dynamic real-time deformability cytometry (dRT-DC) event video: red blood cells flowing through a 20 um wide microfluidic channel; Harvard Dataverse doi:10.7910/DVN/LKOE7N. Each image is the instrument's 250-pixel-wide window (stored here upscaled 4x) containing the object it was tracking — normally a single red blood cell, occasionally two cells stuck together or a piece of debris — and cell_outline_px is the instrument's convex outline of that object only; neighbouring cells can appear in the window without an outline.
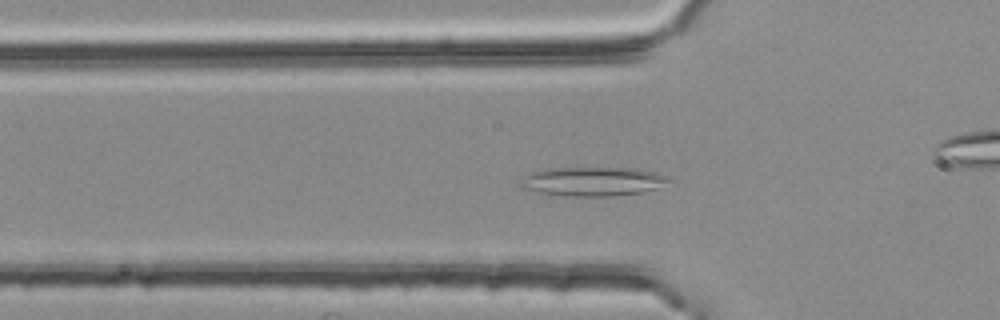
{"species": "common noctule bat (a hibernating species)", "species_latin": "Nyctalus noctula", "temperature_condition": "room temperature", "stored_images_in_passage": 38, "camera_frame_rate_fps": 3000, "um_per_image_px": 0.085, "animal": {"sex": "female", "body_mass_g": 25.1}, "frame": {"image": 1, "passage_image": 2, "time_ms": 0.333, "image_size_px": [1000, 320], "cell_outline_px": [[668, 180], [660, 188], [644, 192], [612, 196], [568, 196], [536, 192], [520, 188], [516, 184], [524, 176], [532, 172], [548, 168], [636, 168], [656, 172], [668, 176]], "centroid_in_image_um": [50.35, 15.43], "position_along_channel_um": 75.5, "area_um2": 25.37}}
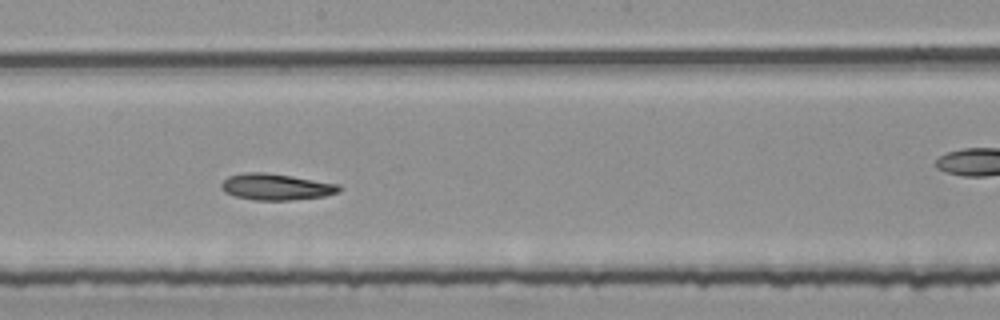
{"frame": {"image": 2, "passage_image": 14, "time_ms": 4.333, "image_size_px": [1000, 320], "cell_outline_px": [[340, 192], [324, 196], [288, 200], [252, 200], [236, 196], [224, 192], [220, 188], [220, 184], [228, 176], [244, 172], [264, 172], [292, 176], [340, 184]], "centroid_in_image_um": [23.44, 15.88], "position_along_channel_um": 224.8, "area_um2": 18.15}}
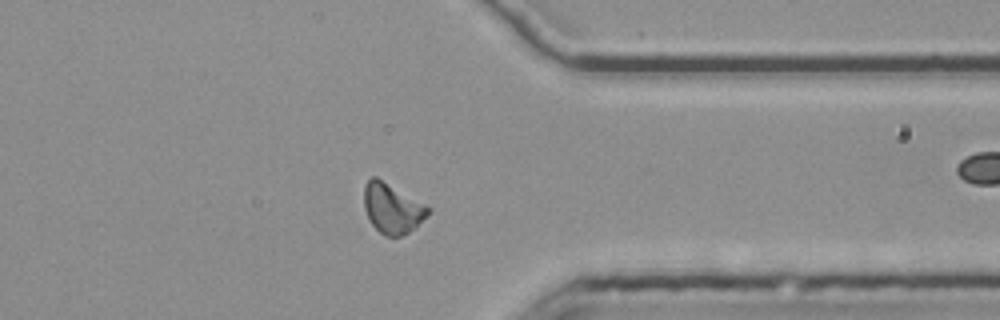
{"frame": {"image": 3, "passage_image": 27, "time_ms": 8.667, "image_size_px": [1000, 320], "cell_outline_px": [[432, 212], [416, 228], [400, 236], [384, 236], [368, 220], [364, 208], [364, 184], [372, 176], [376, 176], [432, 208]], "centroid_in_image_um": [33.36, 17.71], "position_along_channel_um": 378.0, "area_um2": 18.9}, "authors_computed_cell_mechanics": {"area_um2": 17.8602, "velocity_mm_per_s": 3.7295, "shape_relaxation_time_tau1_ms": null, "shape_relaxation_time_tau2_ms": 4.9108, "deformation_change_tau1": null, "deformation_change_tau2": 0.1075}}